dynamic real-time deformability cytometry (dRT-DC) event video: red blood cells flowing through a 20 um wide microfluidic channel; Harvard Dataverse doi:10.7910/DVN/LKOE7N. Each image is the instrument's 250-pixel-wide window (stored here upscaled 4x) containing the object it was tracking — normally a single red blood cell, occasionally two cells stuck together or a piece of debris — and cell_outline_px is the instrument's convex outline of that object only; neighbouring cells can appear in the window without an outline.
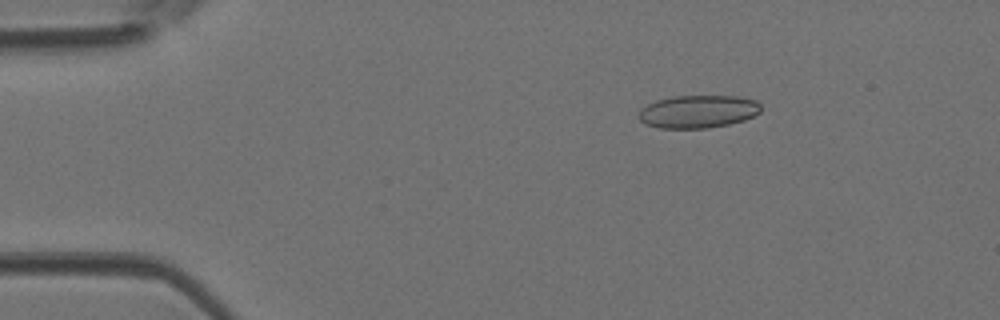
{"species": "Egyptian fruit bat (a non-hibernating species)", "species_latin": "Rousettus aegyptiacus", "temperature_condition": "room temperature", "stored_images_in_passage": 15, "camera_frame_rate_fps": 3000, "um_per_image_px": 0.085, "animal": {"sex": "female"}, "frame": {"image": 1, "passage_image": 7, "time_ms": 2.0, "image_size_px": [1000, 320], "cell_outline_px": [[760, 112], [744, 120], [728, 124], [708, 128], [660, 128], [644, 124], [636, 116], [640, 108], [656, 100], [676, 96], [736, 96], [756, 100], [760, 104]], "centroid_in_image_um": [59.29, 9.48], "position_along_channel_um": 25.7, "area_um2": 23.47}}
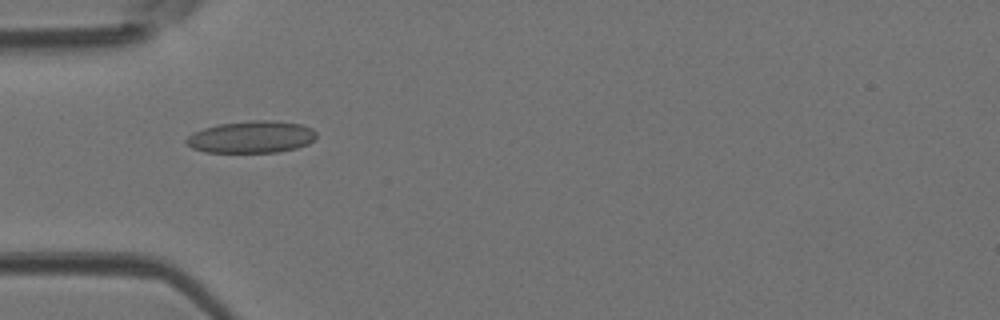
{"frame": {"image": 2, "passage_image": 14, "time_ms": 4.333, "image_size_px": [1000, 320], "cell_outline_px": [[316, 136], [308, 144], [296, 148], [276, 152], [204, 152], [192, 148], [184, 140], [192, 132], [204, 128], [220, 124], [252, 120], [268, 120], [300, 124], [312, 128], [316, 132]], "centroid_in_image_um": [21.35, 11.64], "position_along_channel_um": 63.6, "area_um2": 24.16}}